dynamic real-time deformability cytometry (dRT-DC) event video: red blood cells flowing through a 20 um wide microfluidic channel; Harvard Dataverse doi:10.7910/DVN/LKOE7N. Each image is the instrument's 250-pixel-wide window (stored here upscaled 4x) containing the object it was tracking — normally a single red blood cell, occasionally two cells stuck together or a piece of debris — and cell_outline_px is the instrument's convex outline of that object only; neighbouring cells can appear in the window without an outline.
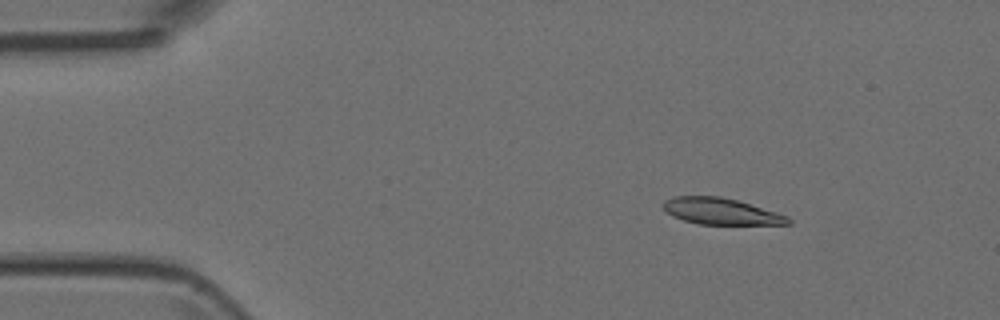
{"species": "Egyptian fruit bat (a non-hibernating species)", "species_latin": "Rousettus aegyptiacus", "temperature_condition": "room temperature", "stored_images_in_passage": 5, "camera_frame_rate_fps": 3000, "um_per_image_px": 0.085, "animal": {"sex": "female"}, "frame": {"image": 1, "passage_image": 2, "time_ms": 1.0, "image_size_px": [1000, 320], "cell_outline_px": [[792, 224], [700, 224], [684, 220], [672, 216], [660, 204], [664, 200], [676, 196], [720, 196], [736, 200], [776, 212], [788, 216], [792, 220]], "centroid_in_image_um": [61.27, 17.96], "position_along_channel_um": 23.7, "area_um2": 19.07}}